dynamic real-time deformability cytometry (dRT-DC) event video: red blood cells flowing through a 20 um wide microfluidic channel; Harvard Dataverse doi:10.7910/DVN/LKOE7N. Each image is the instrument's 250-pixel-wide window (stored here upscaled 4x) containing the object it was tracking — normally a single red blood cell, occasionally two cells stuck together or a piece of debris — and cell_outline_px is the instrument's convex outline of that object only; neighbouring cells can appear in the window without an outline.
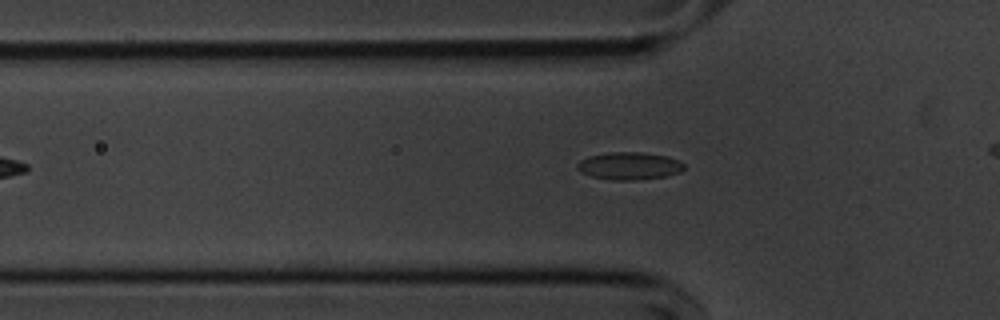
{"species": "common noctule bat (a hibernating species)", "species_latin": "Nyctalus noctula", "temperature_condition": "cold", "stored_images_in_passage": 42, "camera_frame_rate_fps": 3000, "um_per_image_px": 0.085, "animal": {"sex": "male", "body_mass_g": 20.1, "forearm_length_mm": 53.5}, "frame": {"image": 1, "passage_image": 14, "time_ms": 4.333, "image_size_px": [1000, 320], "cell_outline_px": [[684, 168], [680, 172], [668, 176], [636, 180], [612, 180], [592, 176], [580, 172], [576, 168], [576, 164], [580, 160], [588, 156], [608, 152], [640, 152], [668, 156], [684, 164]], "centroid_in_image_um": [53.46, 14.1], "position_along_channel_um": 72.3, "area_um2": 17.22}}
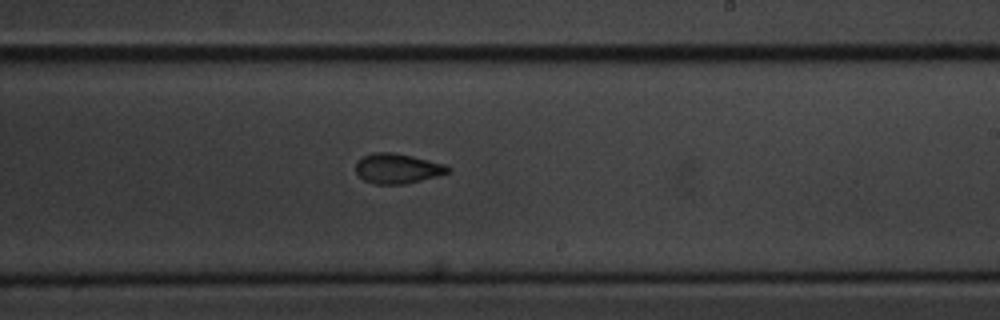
{"frame": {"image": 2, "passage_image": 29, "time_ms": 9.333, "image_size_px": [1000, 320], "cell_outline_px": [[452, 168], [448, 172], [436, 176], [404, 184], [376, 184], [364, 180], [356, 172], [356, 160], [372, 152], [392, 152], [412, 156], [444, 164]], "centroid_in_image_um": [33.75, 14.31], "position_along_channel_um": 255.2, "area_um2": 15.95}}
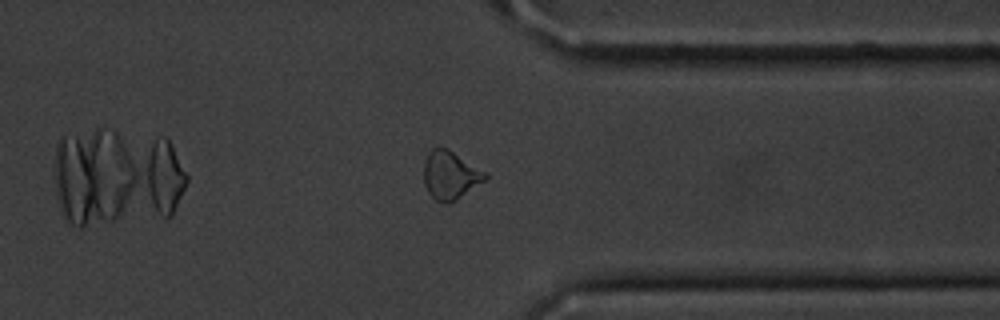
{"frame": {"image": 3, "passage_image": 39, "time_ms": 12.667, "image_size_px": [1000, 320], "cell_outline_px": [[488, 176], [484, 180], [456, 200], [448, 204], [444, 204], [436, 200], [428, 192], [424, 184], [424, 160], [428, 152], [432, 148], [448, 148], [488, 172]], "centroid_in_image_um": [38.27, 14.88], "position_along_channel_um": 373.1, "area_um2": 17.4}}